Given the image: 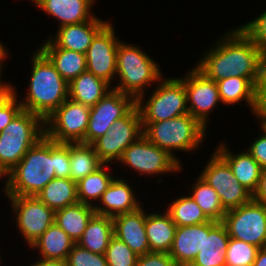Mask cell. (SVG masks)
I'll list each match as a JSON object with an SVG mask.
<instances>
[{
    "label": "cell",
    "mask_w": 266,
    "mask_h": 266,
    "mask_svg": "<svg viewBox=\"0 0 266 266\" xmlns=\"http://www.w3.org/2000/svg\"><path fill=\"white\" fill-rule=\"evenodd\" d=\"M224 36L215 48L204 54L195 68L214 81L236 76L248 78L257 86L266 54L240 27Z\"/></svg>",
    "instance_id": "6da1fadb"
},
{
    "label": "cell",
    "mask_w": 266,
    "mask_h": 266,
    "mask_svg": "<svg viewBox=\"0 0 266 266\" xmlns=\"http://www.w3.org/2000/svg\"><path fill=\"white\" fill-rule=\"evenodd\" d=\"M54 168L55 141L45 135L8 172L4 192L7 196H35L56 178Z\"/></svg>",
    "instance_id": "7a4b0ae2"
},
{
    "label": "cell",
    "mask_w": 266,
    "mask_h": 266,
    "mask_svg": "<svg viewBox=\"0 0 266 266\" xmlns=\"http://www.w3.org/2000/svg\"><path fill=\"white\" fill-rule=\"evenodd\" d=\"M33 56L29 90L20 104L45 121L68 99V83L40 49Z\"/></svg>",
    "instance_id": "3957f363"
},
{
    "label": "cell",
    "mask_w": 266,
    "mask_h": 266,
    "mask_svg": "<svg viewBox=\"0 0 266 266\" xmlns=\"http://www.w3.org/2000/svg\"><path fill=\"white\" fill-rule=\"evenodd\" d=\"M116 74L119 75L120 82L113 89L130 95L136 100V104L144 103V88L162 78L153 59L139 47L123 44L121 41L117 47Z\"/></svg>",
    "instance_id": "277c9868"
},
{
    "label": "cell",
    "mask_w": 266,
    "mask_h": 266,
    "mask_svg": "<svg viewBox=\"0 0 266 266\" xmlns=\"http://www.w3.org/2000/svg\"><path fill=\"white\" fill-rule=\"evenodd\" d=\"M45 136V121L22 110L0 132V169L7 175L26 152Z\"/></svg>",
    "instance_id": "5b68a950"
},
{
    "label": "cell",
    "mask_w": 266,
    "mask_h": 266,
    "mask_svg": "<svg viewBox=\"0 0 266 266\" xmlns=\"http://www.w3.org/2000/svg\"><path fill=\"white\" fill-rule=\"evenodd\" d=\"M143 135L154 145L166 150L179 163L171 152L191 151L201 145L206 128L190 113L159 122H142Z\"/></svg>",
    "instance_id": "8992f818"
},
{
    "label": "cell",
    "mask_w": 266,
    "mask_h": 266,
    "mask_svg": "<svg viewBox=\"0 0 266 266\" xmlns=\"http://www.w3.org/2000/svg\"><path fill=\"white\" fill-rule=\"evenodd\" d=\"M146 103L136 104L142 122H159L189 113L187 92L182 79H164Z\"/></svg>",
    "instance_id": "52a82bcc"
},
{
    "label": "cell",
    "mask_w": 266,
    "mask_h": 266,
    "mask_svg": "<svg viewBox=\"0 0 266 266\" xmlns=\"http://www.w3.org/2000/svg\"><path fill=\"white\" fill-rule=\"evenodd\" d=\"M230 238L256 247H266V205L251 199L248 203L228 210L223 218Z\"/></svg>",
    "instance_id": "ba28073f"
},
{
    "label": "cell",
    "mask_w": 266,
    "mask_h": 266,
    "mask_svg": "<svg viewBox=\"0 0 266 266\" xmlns=\"http://www.w3.org/2000/svg\"><path fill=\"white\" fill-rule=\"evenodd\" d=\"M91 107L67 99L45 120V135L58 143H83Z\"/></svg>",
    "instance_id": "9c48e42d"
},
{
    "label": "cell",
    "mask_w": 266,
    "mask_h": 266,
    "mask_svg": "<svg viewBox=\"0 0 266 266\" xmlns=\"http://www.w3.org/2000/svg\"><path fill=\"white\" fill-rule=\"evenodd\" d=\"M142 135L141 116L135 106L126 116L116 120L111 129L91 145L100 161L106 165L112 160L119 161L124 150Z\"/></svg>",
    "instance_id": "30bf717a"
},
{
    "label": "cell",
    "mask_w": 266,
    "mask_h": 266,
    "mask_svg": "<svg viewBox=\"0 0 266 266\" xmlns=\"http://www.w3.org/2000/svg\"><path fill=\"white\" fill-rule=\"evenodd\" d=\"M200 177L215 189L226 211L252 199V194L238 181L228 163L216 151Z\"/></svg>",
    "instance_id": "8fae6325"
},
{
    "label": "cell",
    "mask_w": 266,
    "mask_h": 266,
    "mask_svg": "<svg viewBox=\"0 0 266 266\" xmlns=\"http://www.w3.org/2000/svg\"><path fill=\"white\" fill-rule=\"evenodd\" d=\"M136 106V100L112 88L94 106H91L84 144H92L105 135L113 123L126 116Z\"/></svg>",
    "instance_id": "7c38bea8"
},
{
    "label": "cell",
    "mask_w": 266,
    "mask_h": 266,
    "mask_svg": "<svg viewBox=\"0 0 266 266\" xmlns=\"http://www.w3.org/2000/svg\"><path fill=\"white\" fill-rule=\"evenodd\" d=\"M119 161L132 167L140 175L182 170L181 164L172 155L151 143L144 135L124 150Z\"/></svg>",
    "instance_id": "4fadbf2b"
},
{
    "label": "cell",
    "mask_w": 266,
    "mask_h": 266,
    "mask_svg": "<svg viewBox=\"0 0 266 266\" xmlns=\"http://www.w3.org/2000/svg\"><path fill=\"white\" fill-rule=\"evenodd\" d=\"M19 231L31 246L54 223L55 211L36 196H8Z\"/></svg>",
    "instance_id": "5bb4252c"
},
{
    "label": "cell",
    "mask_w": 266,
    "mask_h": 266,
    "mask_svg": "<svg viewBox=\"0 0 266 266\" xmlns=\"http://www.w3.org/2000/svg\"><path fill=\"white\" fill-rule=\"evenodd\" d=\"M117 40L114 27L109 22L95 35L86 52L87 71L111 83L116 74Z\"/></svg>",
    "instance_id": "9a60e30c"
},
{
    "label": "cell",
    "mask_w": 266,
    "mask_h": 266,
    "mask_svg": "<svg viewBox=\"0 0 266 266\" xmlns=\"http://www.w3.org/2000/svg\"><path fill=\"white\" fill-rule=\"evenodd\" d=\"M187 92L188 112L195 117L205 128L207 116L212 108L221 101L216 81L206 78L195 67L184 78Z\"/></svg>",
    "instance_id": "2e32d148"
},
{
    "label": "cell",
    "mask_w": 266,
    "mask_h": 266,
    "mask_svg": "<svg viewBox=\"0 0 266 266\" xmlns=\"http://www.w3.org/2000/svg\"><path fill=\"white\" fill-rule=\"evenodd\" d=\"M114 236L123 241L138 256L150 252L145 229V211L142 207L112 217Z\"/></svg>",
    "instance_id": "e0dca14e"
},
{
    "label": "cell",
    "mask_w": 266,
    "mask_h": 266,
    "mask_svg": "<svg viewBox=\"0 0 266 266\" xmlns=\"http://www.w3.org/2000/svg\"><path fill=\"white\" fill-rule=\"evenodd\" d=\"M230 237L222 222L204 223V243L189 266H225Z\"/></svg>",
    "instance_id": "ac0fdd59"
},
{
    "label": "cell",
    "mask_w": 266,
    "mask_h": 266,
    "mask_svg": "<svg viewBox=\"0 0 266 266\" xmlns=\"http://www.w3.org/2000/svg\"><path fill=\"white\" fill-rule=\"evenodd\" d=\"M98 17L79 24L59 27L55 39H50L58 48L86 54L92 39L107 24Z\"/></svg>",
    "instance_id": "d6986e66"
},
{
    "label": "cell",
    "mask_w": 266,
    "mask_h": 266,
    "mask_svg": "<svg viewBox=\"0 0 266 266\" xmlns=\"http://www.w3.org/2000/svg\"><path fill=\"white\" fill-rule=\"evenodd\" d=\"M100 201L103 207L95 205L96 214L109 217L133 212L141 206L129 184L119 178L113 179Z\"/></svg>",
    "instance_id": "ffe728a7"
},
{
    "label": "cell",
    "mask_w": 266,
    "mask_h": 266,
    "mask_svg": "<svg viewBox=\"0 0 266 266\" xmlns=\"http://www.w3.org/2000/svg\"><path fill=\"white\" fill-rule=\"evenodd\" d=\"M204 243V223L177 226L169 255L177 266H189Z\"/></svg>",
    "instance_id": "44dd1931"
},
{
    "label": "cell",
    "mask_w": 266,
    "mask_h": 266,
    "mask_svg": "<svg viewBox=\"0 0 266 266\" xmlns=\"http://www.w3.org/2000/svg\"><path fill=\"white\" fill-rule=\"evenodd\" d=\"M95 0H37L35 5L57 18L60 27L91 20V5Z\"/></svg>",
    "instance_id": "7402d4cb"
},
{
    "label": "cell",
    "mask_w": 266,
    "mask_h": 266,
    "mask_svg": "<svg viewBox=\"0 0 266 266\" xmlns=\"http://www.w3.org/2000/svg\"><path fill=\"white\" fill-rule=\"evenodd\" d=\"M40 50L50 59L61 77L68 84L81 73L87 71L86 54L58 48L50 38Z\"/></svg>",
    "instance_id": "603a6c76"
},
{
    "label": "cell",
    "mask_w": 266,
    "mask_h": 266,
    "mask_svg": "<svg viewBox=\"0 0 266 266\" xmlns=\"http://www.w3.org/2000/svg\"><path fill=\"white\" fill-rule=\"evenodd\" d=\"M216 152L228 163L238 181L253 195L258 187L261 175L259 163L249 154L243 152L236 155L228 151L225 144L217 147Z\"/></svg>",
    "instance_id": "cb8c5ba5"
},
{
    "label": "cell",
    "mask_w": 266,
    "mask_h": 266,
    "mask_svg": "<svg viewBox=\"0 0 266 266\" xmlns=\"http://www.w3.org/2000/svg\"><path fill=\"white\" fill-rule=\"evenodd\" d=\"M176 227L167 211L164 214H146L145 229L150 252L169 253L173 245Z\"/></svg>",
    "instance_id": "d4e9b609"
},
{
    "label": "cell",
    "mask_w": 266,
    "mask_h": 266,
    "mask_svg": "<svg viewBox=\"0 0 266 266\" xmlns=\"http://www.w3.org/2000/svg\"><path fill=\"white\" fill-rule=\"evenodd\" d=\"M109 87L108 82L85 71L68 84V98L91 107L112 90Z\"/></svg>",
    "instance_id": "484cf974"
},
{
    "label": "cell",
    "mask_w": 266,
    "mask_h": 266,
    "mask_svg": "<svg viewBox=\"0 0 266 266\" xmlns=\"http://www.w3.org/2000/svg\"><path fill=\"white\" fill-rule=\"evenodd\" d=\"M95 214L94 206L78 202L56 210L54 222L77 244Z\"/></svg>",
    "instance_id": "4316f807"
},
{
    "label": "cell",
    "mask_w": 266,
    "mask_h": 266,
    "mask_svg": "<svg viewBox=\"0 0 266 266\" xmlns=\"http://www.w3.org/2000/svg\"><path fill=\"white\" fill-rule=\"evenodd\" d=\"M113 236L112 217L95 214L77 244L93 253L105 254Z\"/></svg>",
    "instance_id": "83f0119b"
},
{
    "label": "cell",
    "mask_w": 266,
    "mask_h": 266,
    "mask_svg": "<svg viewBox=\"0 0 266 266\" xmlns=\"http://www.w3.org/2000/svg\"><path fill=\"white\" fill-rule=\"evenodd\" d=\"M76 243L55 222L30 246L40 249L43 259H60L67 256Z\"/></svg>",
    "instance_id": "f1b7e54d"
},
{
    "label": "cell",
    "mask_w": 266,
    "mask_h": 266,
    "mask_svg": "<svg viewBox=\"0 0 266 266\" xmlns=\"http://www.w3.org/2000/svg\"><path fill=\"white\" fill-rule=\"evenodd\" d=\"M35 196L54 211L79 202L77 182L70 178H54Z\"/></svg>",
    "instance_id": "f546056e"
},
{
    "label": "cell",
    "mask_w": 266,
    "mask_h": 266,
    "mask_svg": "<svg viewBox=\"0 0 266 266\" xmlns=\"http://www.w3.org/2000/svg\"><path fill=\"white\" fill-rule=\"evenodd\" d=\"M70 174L75 182L95 172L103 163L91 144L69 143Z\"/></svg>",
    "instance_id": "4dcf8cb0"
},
{
    "label": "cell",
    "mask_w": 266,
    "mask_h": 266,
    "mask_svg": "<svg viewBox=\"0 0 266 266\" xmlns=\"http://www.w3.org/2000/svg\"><path fill=\"white\" fill-rule=\"evenodd\" d=\"M221 102L235 104L245 100L254 112L256 104V86L244 77L231 76L216 81Z\"/></svg>",
    "instance_id": "1f68e13d"
},
{
    "label": "cell",
    "mask_w": 266,
    "mask_h": 266,
    "mask_svg": "<svg viewBox=\"0 0 266 266\" xmlns=\"http://www.w3.org/2000/svg\"><path fill=\"white\" fill-rule=\"evenodd\" d=\"M104 167L105 164L77 182L79 203L94 206L91 200L97 199L99 201L103 193L108 189L114 178L107 173Z\"/></svg>",
    "instance_id": "d6a6232c"
},
{
    "label": "cell",
    "mask_w": 266,
    "mask_h": 266,
    "mask_svg": "<svg viewBox=\"0 0 266 266\" xmlns=\"http://www.w3.org/2000/svg\"><path fill=\"white\" fill-rule=\"evenodd\" d=\"M193 200L200 206L202 211L210 220L222 222L225 213L227 212L220 201L219 195L207 182L200 176L192 187Z\"/></svg>",
    "instance_id": "836d02e7"
},
{
    "label": "cell",
    "mask_w": 266,
    "mask_h": 266,
    "mask_svg": "<svg viewBox=\"0 0 266 266\" xmlns=\"http://www.w3.org/2000/svg\"><path fill=\"white\" fill-rule=\"evenodd\" d=\"M166 211L176 226H191L210 221L191 196L178 198L168 206Z\"/></svg>",
    "instance_id": "e575fe53"
},
{
    "label": "cell",
    "mask_w": 266,
    "mask_h": 266,
    "mask_svg": "<svg viewBox=\"0 0 266 266\" xmlns=\"http://www.w3.org/2000/svg\"><path fill=\"white\" fill-rule=\"evenodd\" d=\"M258 250L252 244L230 238L225 252V266H252Z\"/></svg>",
    "instance_id": "d590c367"
},
{
    "label": "cell",
    "mask_w": 266,
    "mask_h": 266,
    "mask_svg": "<svg viewBox=\"0 0 266 266\" xmlns=\"http://www.w3.org/2000/svg\"><path fill=\"white\" fill-rule=\"evenodd\" d=\"M105 256L108 266H135L138 258L128 245L115 236L110 239Z\"/></svg>",
    "instance_id": "8d00e7d4"
},
{
    "label": "cell",
    "mask_w": 266,
    "mask_h": 266,
    "mask_svg": "<svg viewBox=\"0 0 266 266\" xmlns=\"http://www.w3.org/2000/svg\"><path fill=\"white\" fill-rule=\"evenodd\" d=\"M66 266H108L105 254L93 253L75 244L66 259Z\"/></svg>",
    "instance_id": "74e56055"
},
{
    "label": "cell",
    "mask_w": 266,
    "mask_h": 266,
    "mask_svg": "<svg viewBox=\"0 0 266 266\" xmlns=\"http://www.w3.org/2000/svg\"><path fill=\"white\" fill-rule=\"evenodd\" d=\"M240 28L266 54V11L255 20L240 26Z\"/></svg>",
    "instance_id": "f35d334b"
},
{
    "label": "cell",
    "mask_w": 266,
    "mask_h": 266,
    "mask_svg": "<svg viewBox=\"0 0 266 266\" xmlns=\"http://www.w3.org/2000/svg\"><path fill=\"white\" fill-rule=\"evenodd\" d=\"M15 90L12 86V91L0 102V132L23 110Z\"/></svg>",
    "instance_id": "ab89813d"
},
{
    "label": "cell",
    "mask_w": 266,
    "mask_h": 266,
    "mask_svg": "<svg viewBox=\"0 0 266 266\" xmlns=\"http://www.w3.org/2000/svg\"><path fill=\"white\" fill-rule=\"evenodd\" d=\"M56 178H69L70 157L69 143L55 142V168Z\"/></svg>",
    "instance_id": "60d3db41"
},
{
    "label": "cell",
    "mask_w": 266,
    "mask_h": 266,
    "mask_svg": "<svg viewBox=\"0 0 266 266\" xmlns=\"http://www.w3.org/2000/svg\"><path fill=\"white\" fill-rule=\"evenodd\" d=\"M261 125H266V64L263 66L256 86V104L254 112Z\"/></svg>",
    "instance_id": "b9f144b4"
},
{
    "label": "cell",
    "mask_w": 266,
    "mask_h": 266,
    "mask_svg": "<svg viewBox=\"0 0 266 266\" xmlns=\"http://www.w3.org/2000/svg\"><path fill=\"white\" fill-rule=\"evenodd\" d=\"M135 266H177L169 253L149 252L138 256Z\"/></svg>",
    "instance_id": "7bdbcfd3"
},
{
    "label": "cell",
    "mask_w": 266,
    "mask_h": 266,
    "mask_svg": "<svg viewBox=\"0 0 266 266\" xmlns=\"http://www.w3.org/2000/svg\"><path fill=\"white\" fill-rule=\"evenodd\" d=\"M261 136L247 149L249 154L259 163L261 169L266 168V125H262Z\"/></svg>",
    "instance_id": "ee69618b"
},
{
    "label": "cell",
    "mask_w": 266,
    "mask_h": 266,
    "mask_svg": "<svg viewBox=\"0 0 266 266\" xmlns=\"http://www.w3.org/2000/svg\"><path fill=\"white\" fill-rule=\"evenodd\" d=\"M252 199L266 205V168L261 169V175L258 187L254 192V194L252 195Z\"/></svg>",
    "instance_id": "f6af8a7d"
},
{
    "label": "cell",
    "mask_w": 266,
    "mask_h": 266,
    "mask_svg": "<svg viewBox=\"0 0 266 266\" xmlns=\"http://www.w3.org/2000/svg\"><path fill=\"white\" fill-rule=\"evenodd\" d=\"M31 266H66V261L60 259H43L41 257L40 260Z\"/></svg>",
    "instance_id": "bcb514c9"
},
{
    "label": "cell",
    "mask_w": 266,
    "mask_h": 266,
    "mask_svg": "<svg viewBox=\"0 0 266 266\" xmlns=\"http://www.w3.org/2000/svg\"><path fill=\"white\" fill-rule=\"evenodd\" d=\"M252 266H266V247L260 248L257 251L254 263Z\"/></svg>",
    "instance_id": "7dc6e473"
},
{
    "label": "cell",
    "mask_w": 266,
    "mask_h": 266,
    "mask_svg": "<svg viewBox=\"0 0 266 266\" xmlns=\"http://www.w3.org/2000/svg\"><path fill=\"white\" fill-rule=\"evenodd\" d=\"M0 79V102L12 91V86L10 84L1 83Z\"/></svg>",
    "instance_id": "c3c4849f"
},
{
    "label": "cell",
    "mask_w": 266,
    "mask_h": 266,
    "mask_svg": "<svg viewBox=\"0 0 266 266\" xmlns=\"http://www.w3.org/2000/svg\"><path fill=\"white\" fill-rule=\"evenodd\" d=\"M6 55H8V54L6 53V50H5L4 46H3V44L0 43V68L3 67L2 66L3 62L2 61L5 60V58L7 57Z\"/></svg>",
    "instance_id": "681fc988"
},
{
    "label": "cell",
    "mask_w": 266,
    "mask_h": 266,
    "mask_svg": "<svg viewBox=\"0 0 266 266\" xmlns=\"http://www.w3.org/2000/svg\"><path fill=\"white\" fill-rule=\"evenodd\" d=\"M6 174L0 169V178L4 177Z\"/></svg>",
    "instance_id": "f907efd6"
}]
</instances>
